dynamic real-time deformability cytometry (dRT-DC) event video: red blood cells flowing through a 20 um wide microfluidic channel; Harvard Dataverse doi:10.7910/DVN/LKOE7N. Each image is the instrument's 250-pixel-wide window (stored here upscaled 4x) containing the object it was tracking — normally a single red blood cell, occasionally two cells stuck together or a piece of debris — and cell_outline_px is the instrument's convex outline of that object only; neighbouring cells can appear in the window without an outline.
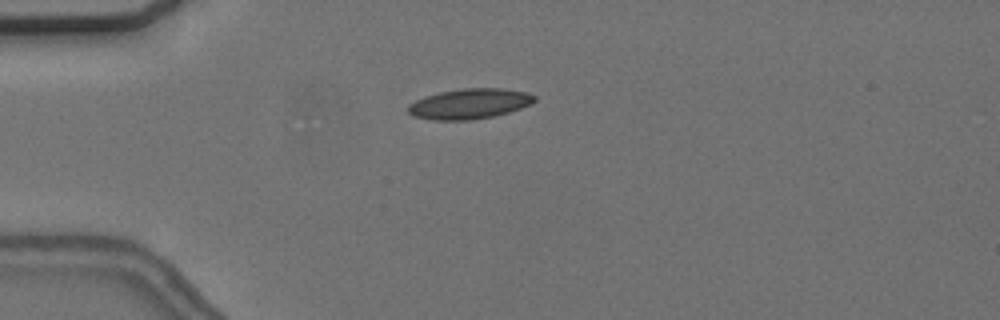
{"species": "common noctule bat (a hibernating species)", "species_latin": "Nyctalus noctula", "temperature_condition": "cold", "stored_images_in_passage": 38, "camera_frame_rate_fps": 3000, "um_per_image_px": 0.085, "animal": {"sex": "female", "body_mass_g": 24.6, "forearm_length_mm": 56.2}, "frame": {"image": 1, "passage_image": 2, "time_ms": 0.333, "image_size_px": [1000, 320], "cell_outline_px": [[536, 100], [520, 108], [508, 112], [492, 116], [468, 120], [432, 120], [412, 116], [408, 112], [408, 104], [416, 100], [440, 92], [464, 88], [500, 88], [524, 92], [536, 96]], "centroid_in_image_um": [39.87, 8.82], "position_along_channel_um": 45.1, "area_um2": 21.96}}
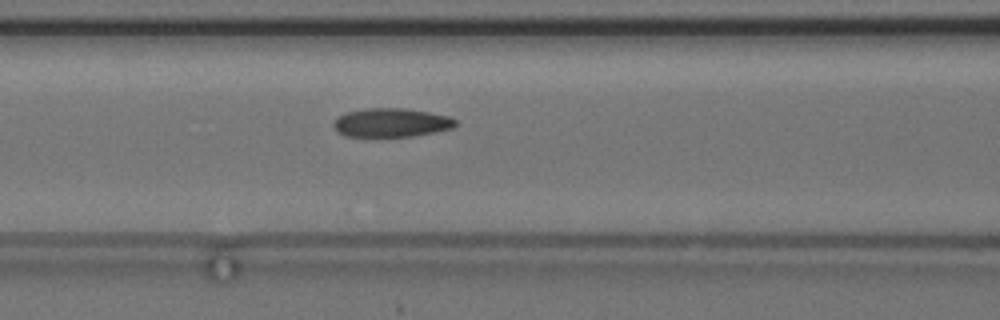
{"frame": {"image": 2, "passage_image": 11, "time_ms": 3.333, "image_size_px": [1000, 320], "cell_outline_px": [[456, 124], [452, 128], [412, 136], [344, 136], [336, 132], [332, 124], [344, 112], [364, 108], [404, 108], [428, 112], [448, 116], [456, 120]], "centroid_in_image_um": [33.2, 10.41], "position_along_channel_um": 133.4, "area_um2": 20.35}}
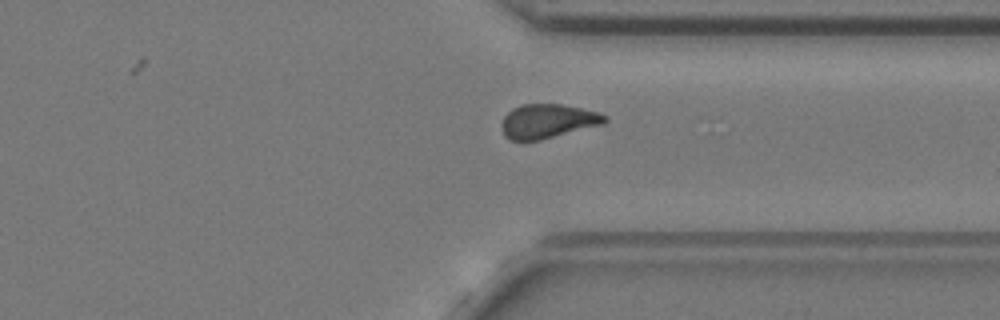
{"frame": {"image": 3, "passage_image": 30, "time_ms": 9.667, "image_size_px": [1000, 320], "cell_outline_px": [[608, 120], [604, 124], [540, 140], [508, 140], [504, 136], [500, 124], [504, 116], [512, 108], [524, 104], [560, 104], [600, 112], [608, 116]], "centroid_in_image_um": [46.56, 10.3], "position_along_channel_um": 364.8, "area_um2": 20.69}, "authors_computed_cell_mechanics": {"area_um2": 20.8947, "velocity_mm_per_s": 3.6597, "shape_relaxation_time_tau1_ms": 6.2039, "shape_relaxation_time_tau2_ms": 2.6963, "deformation_change_tau1": 0.1374, "deformation_change_tau2": 0.0812}}